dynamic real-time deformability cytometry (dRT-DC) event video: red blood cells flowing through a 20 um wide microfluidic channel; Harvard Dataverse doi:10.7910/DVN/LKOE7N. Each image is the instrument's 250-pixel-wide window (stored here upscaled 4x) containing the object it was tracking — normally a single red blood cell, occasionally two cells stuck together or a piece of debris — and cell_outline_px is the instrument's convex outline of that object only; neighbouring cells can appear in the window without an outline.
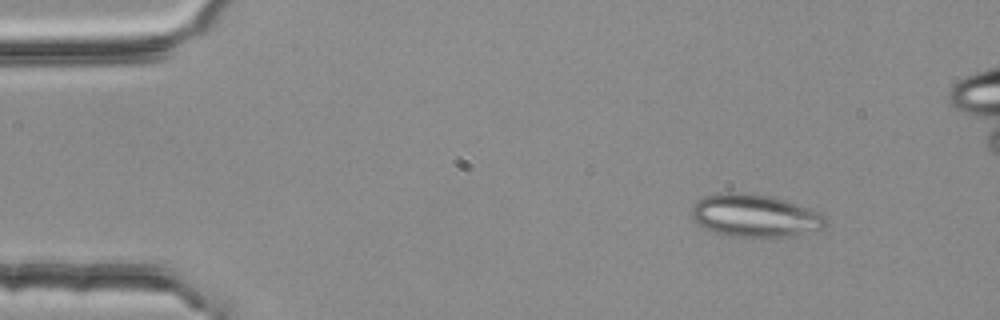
{"species": "common noctule bat (a hibernating species)", "species_latin": "Nyctalus noctula", "temperature_condition": "room temperature", "stored_images_in_passage": 4, "camera_frame_rate_fps": 3000, "um_per_image_px": 0.085, "animal": {"sex": "female", "body_mass_g": 25.1}, "frame": {"image": 1, "passage_image": 1, "time_ms": 0.0, "image_size_px": [1000, 320], "cell_outline_px": [[828, 224], [824, 228], [784, 236], [732, 236], [716, 232], [700, 224], [692, 216], [692, 208], [704, 196], [720, 192], [748, 192], [772, 196], [820, 212], [824, 216]], "centroid_in_image_um": [64.18, 18.3], "position_along_channel_um": 20.8, "area_um2": 32.66}}